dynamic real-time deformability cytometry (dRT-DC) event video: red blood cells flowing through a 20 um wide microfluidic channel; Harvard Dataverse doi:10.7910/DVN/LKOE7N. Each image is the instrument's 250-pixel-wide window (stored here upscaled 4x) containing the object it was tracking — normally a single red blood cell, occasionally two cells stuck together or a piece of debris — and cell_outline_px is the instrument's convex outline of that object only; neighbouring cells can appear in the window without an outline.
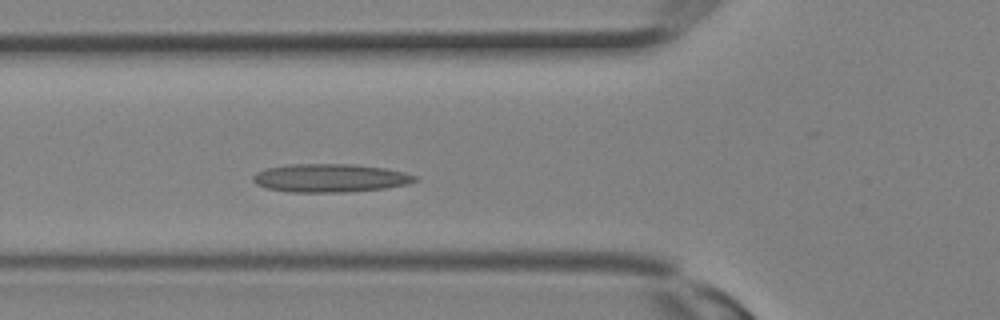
{"species": "Egyptian fruit bat (a non-hibernating species)", "species_latin": "Rousettus aegyptiacus", "temperature_condition": "room temperature", "stored_images_in_passage": 8, "camera_frame_rate_fps": 3000, "um_per_image_px": 0.085, "animal": {"sex": "female"}, "frame": {"image": 1, "passage_image": 8, "time_ms": 2.333, "image_size_px": [1000, 320], "cell_outline_px": [[420, 180], [408, 184], [384, 188], [344, 192], [288, 192], [268, 188], [256, 184], [252, 180], [252, 176], [256, 172], [264, 168], [288, 164], [352, 164], [384, 168], [404, 172], [420, 176]], "centroid_in_image_um": [28.07, 15.12], "position_along_channel_um": 97.7, "area_um2": 26.93}}